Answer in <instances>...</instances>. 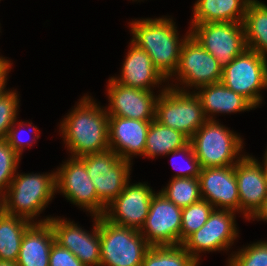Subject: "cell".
I'll use <instances>...</instances> for the list:
<instances>
[{
	"label": "cell",
	"mask_w": 267,
	"mask_h": 266,
	"mask_svg": "<svg viewBox=\"0 0 267 266\" xmlns=\"http://www.w3.org/2000/svg\"><path fill=\"white\" fill-rule=\"evenodd\" d=\"M199 263L182 244L151 246L146 252L142 266H198Z\"/></svg>",
	"instance_id": "cell-27"
},
{
	"label": "cell",
	"mask_w": 267,
	"mask_h": 266,
	"mask_svg": "<svg viewBox=\"0 0 267 266\" xmlns=\"http://www.w3.org/2000/svg\"><path fill=\"white\" fill-rule=\"evenodd\" d=\"M16 122H17V120H15V122L13 123L11 128L9 129L6 140L8 141V144L12 147V149L21 157L23 154L22 152L25 149V147L30 146V148H31V144L33 142H27L25 140L23 141L22 137L20 136L21 132L22 133L24 132L21 129L27 124L26 123L23 124L24 121L23 122L21 121L17 125ZM16 125H17V127H16ZM18 126H19V128H18Z\"/></svg>",
	"instance_id": "cell-35"
},
{
	"label": "cell",
	"mask_w": 267,
	"mask_h": 266,
	"mask_svg": "<svg viewBox=\"0 0 267 266\" xmlns=\"http://www.w3.org/2000/svg\"><path fill=\"white\" fill-rule=\"evenodd\" d=\"M100 266H142L151 245L139 230L99 217Z\"/></svg>",
	"instance_id": "cell-5"
},
{
	"label": "cell",
	"mask_w": 267,
	"mask_h": 266,
	"mask_svg": "<svg viewBox=\"0 0 267 266\" xmlns=\"http://www.w3.org/2000/svg\"><path fill=\"white\" fill-rule=\"evenodd\" d=\"M56 192L67 200L89 211L91 216H103L106 207L100 202L95 186L79 158L70 157L55 172Z\"/></svg>",
	"instance_id": "cell-11"
},
{
	"label": "cell",
	"mask_w": 267,
	"mask_h": 266,
	"mask_svg": "<svg viewBox=\"0 0 267 266\" xmlns=\"http://www.w3.org/2000/svg\"><path fill=\"white\" fill-rule=\"evenodd\" d=\"M262 161H267V149H266V152H265V154H264V158H263Z\"/></svg>",
	"instance_id": "cell-41"
},
{
	"label": "cell",
	"mask_w": 267,
	"mask_h": 266,
	"mask_svg": "<svg viewBox=\"0 0 267 266\" xmlns=\"http://www.w3.org/2000/svg\"><path fill=\"white\" fill-rule=\"evenodd\" d=\"M155 120L190 139L208 119L195 92L163 86L156 101Z\"/></svg>",
	"instance_id": "cell-6"
},
{
	"label": "cell",
	"mask_w": 267,
	"mask_h": 266,
	"mask_svg": "<svg viewBox=\"0 0 267 266\" xmlns=\"http://www.w3.org/2000/svg\"><path fill=\"white\" fill-rule=\"evenodd\" d=\"M75 106L59 125L70 157L80 158L109 150V115L106 109L100 104L98 106L88 94Z\"/></svg>",
	"instance_id": "cell-1"
},
{
	"label": "cell",
	"mask_w": 267,
	"mask_h": 266,
	"mask_svg": "<svg viewBox=\"0 0 267 266\" xmlns=\"http://www.w3.org/2000/svg\"><path fill=\"white\" fill-rule=\"evenodd\" d=\"M202 199L214 209L240 212L235 165L201 168L198 175Z\"/></svg>",
	"instance_id": "cell-18"
},
{
	"label": "cell",
	"mask_w": 267,
	"mask_h": 266,
	"mask_svg": "<svg viewBox=\"0 0 267 266\" xmlns=\"http://www.w3.org/2000/svg\"><path fill=\"white\" fill-rule=\"evenodd\" d=\"M92 217L94 223L90 233L67 218L51 217L48 222L53 229L56 243L71 251L85 266H100L99 217Z\"/></svg>",
	"instance_id": "cell-14"
},
{
	"label": "cell",
	"mask_w": 267,
	"mask_h": 266,
	"mask_svg": "<svg viewBox=\"0 0 267 266\" xmlns=\"http://www.w3.org/2000/svg\"><path fill=\"white\" fill-rule=\"evenodd\" d=\"M129 44L130 47L121 68V75L111 78L121 85L148 91H153L152 87H159V84L162 85L163 82H167L152 64L151 57L147 52L131 41Z\"/></svg>",
	"instance_id": "cell-20"
},
{
	"label": "cell",
	"mask_w": 267,
	"mask_h": 266,
	"mask_svg": "<svg viewBox=\"0 0 267 266\" xmlns=\"http://www.w3.org/2000/svg\"><path fill=\"white\" fill-rule=\"evenodd\" d=\"M151 121L109 116V149L128 161L143 156Z\"/></svg>",
	"instance_id": "cell-19"
},
{
	"label": "cell",
	"mask_w": 267,
	"mask_h": 266,
	"mask_svg": "<svg viewBox=\"0 0 267 266\" xmlns=\"http://www.w3.org/2000/svg\"><path fill=\"white\" fill-rule=\"evenodd\" d=\"M190 26V34L222 67L247 49L243 23L209 22Z\"/></svg>",
	"instance_id": "cell-10"
},
{
	"label": "cell",
	"mask_w": 267,
	"mask_h": 266,
	"mask_svg": "<svg viewBox=\"0 0 267 266\" xmlns=\"http://www.w3.org/2000/svg\"><path fill=\"white\" fill-rule=\"evenodd\" d=\"M266 221L267 222V198L264 201L262 208L257 212V214L253 217L254 220Z\"/></svg>",
	"instance_id": "cell-37"
},
{
	"label": "cell",
	"mask_w": 267,
	"mask_h": 266,
	"mask_svg": "<svg viewBox=\"0 0 267 266\" xmlns=\"http://www.w3.org/2000/svg\"><path fill=\"white\" fill-rule=\"evenodd\" d=\"M107 85L109 116L153 121L155 120L156 101L159 95L154 91L142 90L121 85L109 78ZM154 93V94H153Z\"/></svg>",
	"instance_id": "cell-16"
},
{
	"label": "cell",
	"mask_w": 267,
	"mask_h": 266,
	"mask_svg": "<svg viewBox=\"0 0 267 266\" xmlns=\"http://www.w3.org/2000/svg\"><path fill=\"white\" fill-rule=\"evenodd\" d=\"M243 142L217 119L207 120L190 138L201 168L234 166L245 155Z\"/></svg>",
	"instance_id": "cell-4"
},
{
	"label": "cell",
	"mask_w": 267,
	"mask_h": 266,
	"mask_svg": "<svg viewBox=\"0 0 267 266\" xmlns=\"http://www.w3.org/2000/svg\"><path fill=\"white\" fill-rule=\"evenodd\" d=\"M189 142L190 139L182 132L163 126L158 121L153 120L147 132L143 156L148 158L166 156L172 151L183 148Z\"/></svg>",
	"instance_id": "cell-26"
},
{
	"label": "cell",
	"mask_w": 267,
	"mask_h": 266,
	"mask_svg": "<svg viewBox=\"0 0 267 266\" xmlns=\"http://www.w3.org/2000/svg\"><path fill=\"white\" fill-rule=\"evenodd\" d=\"M51 217L33 223L25 232L17 266H49L50 250L55 242L53 229L48 222Z\"/></svg>",
	"instance_id": "cell-21"
},
{
	"label": "cell",
	"mask_w": 267,
	"mask_h": 266,
	"mask_svg": "<svg viewBox=\"0 0 267 266\" xmlns=\"http://www.w3.org/2000/svg\"><path fill=\"white\" fill-rule=\"evenodd\" d=\"M154 190L145 182L124 186V190L106 207L104 217L117 225L141 230L148 216Z\"/></svg>",
	"instance_id": "cell-15"
},
{
	"label": "cell",
	"mask_w": 267,
	"mask_h": 266,
	"mask_svg": "<svg viewBox=\"0 0 267 266\" xmlns=\"http://www.w3.org/2000/svg\"><path fill=\"white\" fill-rule=\"evenodd\" d=\"M8 90L0 97V139H6L9 129L18 119L19 114V94L16 90Z\"/></svg>",
	"instance_id": "cell-32"
},
{
	"label": "cell",
	"mask_w": 267,
	"mask_h": 266,
	"mask_svg": "<svg viewBox=\"0 0 267 266\" xmlns=\"http://www.w3.org/2000/svg\"><path fill=\"white\" fill-rule=\"evenodd\" d=\"M213 210L214 207L205 199L182 208L180 244L207 222Z\"/></svg>",
	"instance_id": "cell-29"
},
{
	"label": "cell",
	"mask_w": 267,
	"mask_h": 266,
	"mask_svg": "<svg viewBox=\"0 0 267 266\" xmlns=\"http://www.w3.org/2000/svg\"><path fill=\"white\" fill-rule=\"evenodd\" d=\"M33 223L23 217L0 212V260L16 263L22 238Z\"/></svg>",
	"instance_id": "cell-25"
},
{
	"label": "cell",
	"mask_w": 267,
	"mask_h": 266,
	"mask_svg": "<svg viewBox=\"0 0 267 266\" xmlns=\"http://www.w3.org/2000/svg\"><path fill=\"white\" fill-rule=\"evenodd\" d=\"M227 266H267V241H258L232 252Z\"/></svg>",
	"instance_id": "cell-30"
},
{
	"label": "cell",
	"mask_w": 267,
	"mask_h": 266,
	"mask_svg": "<svg viewBox=\"0 0 267 266\" xmlns=\"http://www.w3.org/2000/svg\"><path fill=\"white\" fill-rule=\"evenodd\" d=\"M49 266H85L71 251L54 242L50 250Z\"/></svg>",
	"instance_id": "cell-34"
},
{
	"label": "cell",
	"mask_w": 267,
	"mask_h": 266,
	"mask_svg": "<svg viewBox=\"0 0 267 266\" xmlns=\"http://www.w3.org/2000/svg\"><path fill=\"white\" fill-rule=\"evenodd\" d=\"M265 168V174H266V183H267V161H262Z\"/></svg>",
	"instance_id": "cell-40"
},
{
	"label": "cell",
	"mask_w": 267,
	"mask_h": 266,
	"mask_svg": "<svg viewBox=\"0 0 267 266\" xmlns=\"http://www.w3.org/2000/svg\"><path fill=\"white\" fill-rule=\"evenodd\" d=\"M251 0H197L193 6L191 24L209 22L243 23Z\"/></svg>",
	"instance_id": "cell-23"
},
{
	"label": "cell",
	"mask_w": 267,
	"mask_h": 266,
	"mask_svg": "<svg viewBox=\"0 0 267 266\" xmlns=\"http://www.w3.org/2000/svg\"><path fill=\"white\" fill-rule=\"evenodd\" d=\"M55 194V171L46 174L16 172L2 196V210L37 223L35 217L43 212Z\"/></svg>",
	"instance_id": "cell-3"
},
{
	"label": "cell",
	"mask_w": 267,
	"mask_h": 266,
	"mask_svg": "<svg viewBox=\"0 0 267 266\" xmlns=\"http://www.w3.org/2000/svg\"><path fill=\"white\" fill-rule=\"evenodd\" d=\"M193 91L199 97L202 109L208 120H215V115L250 111L256 108L248 99L227 88L222 82L198 88Z\"/></svg>",
	"instance_id": "cell-22"
},
{
	"label": "cell",
	"mask_w": 267,
	"mask_h": 266,
	"mask_svg": "<svg viewBox=\"0 0 267 266\" xmlns=\"http://www.w3.org/2000/svg\"><path fill=\"white\" fill-rule=\"evenodd\" d=\"M7 81H0V97L4 95L8 90H6Z\"/></svg>",
	"instance_id": "cell-38"
},
{
	"label": "cell",
	"mask_w": 267,
	"mask_h": 266,
	"mask_svg": "<svg viewBox=\"0 0 267 266\" xmlns=\"http://www.w3.org/2000/svg\"><path fill=\"white\" fill-rule=\"evenodd\" d=\"M238 183L240 212L246 220H252L267 198L266 174L263 162L252 155H244L235 164Z\"/></svg>",
	"instance_id": "cell-17"
},
{
	"label": "cell",
	"mask_w": 267,
	"mask_h": 266,
	"mask_svg": "<svg viewBox=\"0 0 267 266\" xmlns=\"http://www.w3.org/2000/svg\"><path fill=\"white\" fill-rule=\"evenodd\" d=\"M21 157L6 139H0V196L2 197L14 178ZM4 190V191H3Z\"/></svg>",
	"instance_id": "cell-31"
},
{
	"label": "cell",
	"mask_w": 267,
	"mask_h": 266,
	"mask_svg": "<svg viewBox=\"0 0 267 266\" xmlns=\"http://www.w3.org/2000/svg\"><path fill=\"white\" fill-rule=\"evenodd\" d=\"M2 211V197L0 196V212Z\"/></svg>",
	"instance_id": "cell-42"
},
{
	"label": "cell",
	"mask_w": 267,
	"mask_h": 266,
	"mask_svg": "<svg viewBox=\"0 0 267 266\" xmlns=\"http://www.w3.org/2000/svg\"><path fill=\"white\" fill-rule=\"evenodd\" d=\"M235 211L214 209L207 222L183 243L185 250L200 263V254L206 251H228L239 237Z\"/></svg>",
	"instance_id": "cell-12"
},
{
	"label": "cell",
	"mask_w": 267,
	"mask_h": 266,
	"mask_svg": "<svg viewBox=\"0 0 267 266\" xmlns=\"http://www.w3.org/2000/svg\"><path fill=\"white\" fill-rule=\"evenodd\" d=\"M182 209L160 191L154 193L140 233L151 246L179 245Z\"/></svg>",
	"instance_id": "cell-13"
},
{
	"label": "cell",
	"mask_w": 267,
	"mask_h": 266,
	"mask_svg": "<svg viewBox=\"0 0 267 266\" xmlns=\"http://www.w3.org/2000/svg\"><path fill=\"white\" fill-rule=\"evenodd\" d=\"M180 154L183 156L184 160H187L185 165L184 163L183 165L182 164L180 165L179 161L176 159V157L178 158ZM169 155L173 156L172 158L174 159V160L173 159L170 160L172 161V165H173L172 167L178 170L177 173L174 174L173 177H183V178L198 177V175L200 174L201 167H200L198 159L196 158L194 154V151H193V148L190 142L183 148L172 151L171 153L168 154V156ZM175 159L178 161L177 164L180 165L179 167L176 164Z\"/></svg>",
	"instance_id": "cell-33"
},
{
	"label": "cell",
	"mask_w": 267,
	"mask_h": 266,
	"mask_svg": "<svg viewBox=\"0 0 267 266\" xmlns=\"http://www.w3.org/2000/svg\"><path fill=\"white\" fill-rule=\"evenodd\" d=\"M221 82L257 108L263 101L261 90L267 89V58L246 49L223 67Z\"/></svg>",
	"instance_id": "cell-8"
},
{
	"label": "cell",
	"mask_w": 267,
	"mask_h": 266,
	"mask_svg": "<svg viewBox=\"0 0 267 266\" xmlns=\"http://www.w3.org/2000/svg\"><path fill=\"white\" fill-rule=\"evenodd\" d=\"M243 26L247 49L267 58V5L258 0H251Z\"/></svg>",
	"instance_id": "cell-24"
},
{
	"label": "cell",
	"mask_w": 267,
	"mask_h": 266,
	"mask_svg": "<svg viewBox=\"0 0 267 266\" xmlns=\"http://www.w3.org/2000/svg\"><path fill=\"white\" fill-rule=\"evenodd\" d=\"M86 166L100 202L107 207L130 180L131 161L121 159L113 150L84 155L79 158Z\"/></svg>",
	"instance_id": "cell-9"
},
{
	"label": "cell",
	"mask_w": 267,
	"mask_h": 266,
	"mask_svg": "<svg viewBox=\"0 0 267 266\" xmlns=\"http://www.w3.org/2000/svg\"><path fill=\"white\" fill-rule=\"evenodd\" d=\"M0 266H17V265H16V263H14V262L1 261V260H0Z\"/></svg>",
	"instance_id": "cell-39"
},
{
	"label": "cell",
	"mask_w": 267,
	"mask_h": 266,
	"mask_svg": "<svg viewBox=\"0 0 267 266\" xmlns=\"http://www.w3.org/2000/svg\"><path fill=\"white\" fill-rule=\"evenodd\" d=\"M222 70L217 59L190 34L182 45L178 67L173 74L177 83L170 85L168 82L166 86L186 92L187 87L192 89L194 86V91H197L203 86L221 82Z\"/></svg>",
	"instance_id": "cell-7"
},
{
	"label": "cell",
	"mask_w": 267,
	"mask_h": 266,
	"mask_svg": "<svg viewBox=\"0 0 267 266\" xmlns=\"http://www.w3.org/2000/svg\"><path fill=\"white\" fill-rule=\"evenodd\" d=\"M131 42L142 48L151 57L152 64L169 81L175 73L181 48L186 38L190 35V29L183 38L179 33L175 22L171 18H142L130 22Z\"/></svg>",
	"instance_id": "cell-2"
},
{
	"label": "cell",
	"mask_w": 267,
	"mask_h": 266,
	"mask_svg": "<svg viewBox=\"0 0 267 266\" xmlns=\"http://www.w3.org/2000/svg\"><path fill=\"white\" fill-rule=\"evenodd\" d=\"M160 192L181 209L202 199L198 177H172Z\"/></svg>",
	"instance_id": "cell-28"
},
{
	"label": "cell",
	"mask_w": 267,
	"mask_h": 266,
	"mask_svg": "<svg viewBox=\"0 0 267 266\" xmlns=\"http://www.w3.org/2000/svg\"><path fill=\"white\" fill-rule=\"evenodd\" d=\"M3 58V56H0V81H7V76L9 74V71H11L12 63L10 60Z\"/></svg>",
	"instance_id": "cell-36"
}]
</instances>
